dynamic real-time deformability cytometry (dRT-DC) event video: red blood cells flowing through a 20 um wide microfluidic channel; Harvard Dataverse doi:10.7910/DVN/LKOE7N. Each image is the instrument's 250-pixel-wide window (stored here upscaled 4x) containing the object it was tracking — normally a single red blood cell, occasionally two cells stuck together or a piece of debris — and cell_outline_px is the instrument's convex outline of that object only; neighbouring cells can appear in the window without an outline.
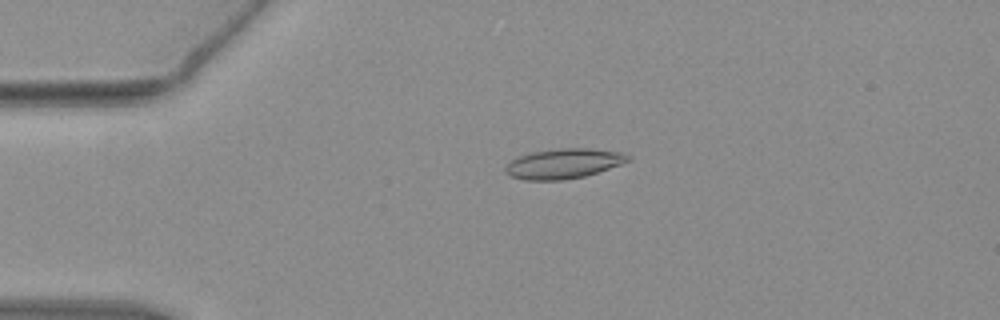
{"species": "common noctule bat (a hibernating species)", "species_latin": "Nyctalus noctula", "temperature_condition": "warm", "stored_images_in_passage": 49, "camera_frame_rate_fps": 3000, "um_per_image_px": 0.085, "animal": {"sex": "female", "body_mass_g": 19.3, "forearm_length_mm": 54.1}, "frame": {"image": 1, "passage_image": 7, "time_ms": 2.0, "image_size_px": [1000, 320], "cell_outline_px": [[632, 160], [584, 176], [560, 180], [524, 180], [508, 176], [504, 172], [504, 168], [516, 156], [528, 152], [560, 148], [592, 148], [624, 152], [632, 156]], "centroid_in_image_um": [47.89, 13.89], "position_along_channel_um": 37.1, "area_um2": 21.68}}
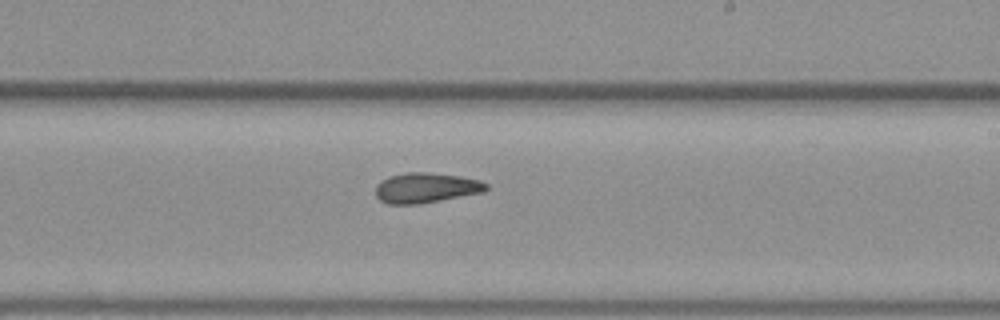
{"frame": {"image": 2, "passage_image": 27, "time_ms": 8.667, "image_size_px": [1000, 320], "cell_outline_px": [[488, 188], [484, 192], [416, 204], [388, 204], [380, 200], [376, 196], [376, 184], [380, 180], [388, 176], [408, 172], [428, 172], [460, 176], [480, 180], [488, 184]], "centroid_in_image_um": [36.19, 15.95], "position_along_channel_um": 252.8, "area_um2": 19.42}}
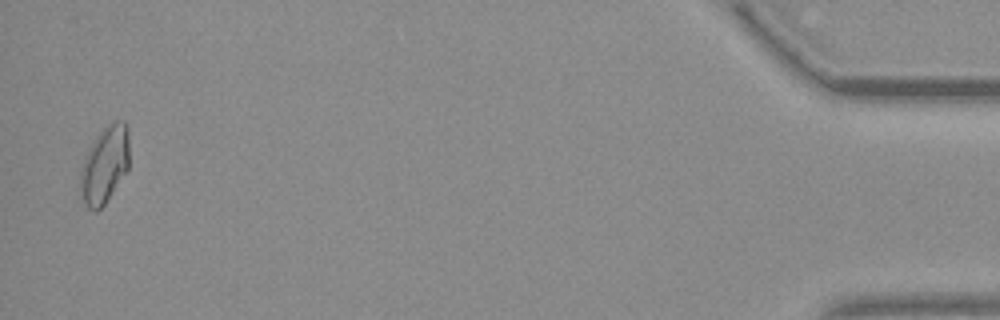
{"frame": {"image": 3, "passage_image": 48, "time_ms": 15.667, "image_size_px": [1000, 320], "cell_outline_px": [[128, 168], [104, 204], [96, 212], [92, 212], [84, 204], [80, 196], [80, 172], [84, 156], [88, 148], [96, 136], [112, 120], [124, 120], [128, 124]], "centroid_in_image_um": [8.87, 13.99], "position_along_channel_um": 426.3, "area_um2": 22.14}, "authors_computed_cell_mechanics": {"area_um2": 19.7676, "velocity_mm_per_s": 3.796, "shape_relaxation_time_tau1_ms": null, "shape_relaxation_time_tau2_ms": 3.6036, "deformation_change_tau1": null, "deformation_change_tau2": 0.1138}}